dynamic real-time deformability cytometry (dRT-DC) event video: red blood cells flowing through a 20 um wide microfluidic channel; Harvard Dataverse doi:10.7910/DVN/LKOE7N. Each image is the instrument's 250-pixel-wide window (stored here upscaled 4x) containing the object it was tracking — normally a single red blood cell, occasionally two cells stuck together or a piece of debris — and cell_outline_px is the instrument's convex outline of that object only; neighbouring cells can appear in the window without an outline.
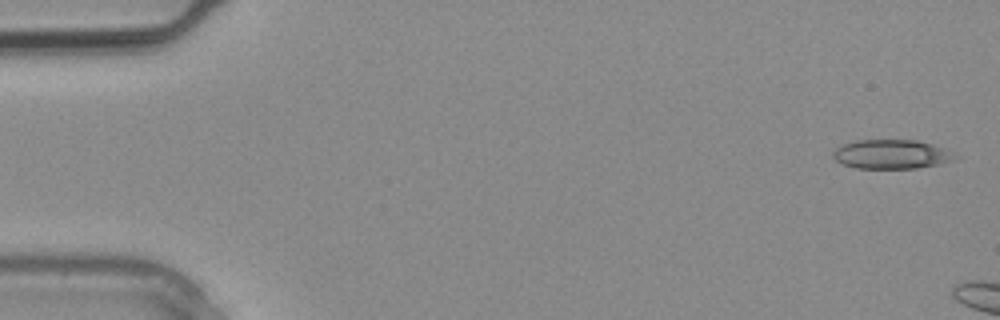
{"species": "common noctule bat (a hibernating species)", "species_latin": "Nyctalus noctula", "temperature_condition": "warm", "stored_images_in_passage": 5, "camera_frame_rate_fps": 3000, "um_per_image_px": 0.085, "animal": {"sex": "male", "body_mass_g": 20.4}, "frame": {"image": 1, "passage_image": 1, "time_ms": 0.0, "image_size_px": [1000, 320], "cell_outline_px": [[960, 156], [952, 160], [940, 164], [916, 168], [856, 168], [840, 164], [832, 156], [832, 152], [836, 148], [844, 144], [856, 140], [916, 140], [932, 144]], "centroid_in_image_um": [75.74, 13.11], "position_along_channel_um": 9.3, "area_um2": 20.69}}
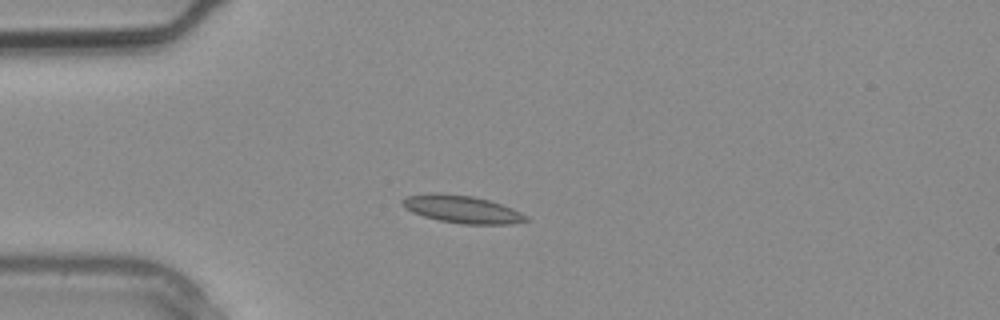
{"frame": {"image": 2, "passage_image": 4, "time_ms": 1.0, "image_size_px": [1000, 320], "cell_outline_px": [[532, 220], [508, 224], [464, 224], [440, 220], [424, 216], [412, 212], [400, 204], [400, 200], [404, 196], [432, 192], [440, 192], [472, 196], [488, 200], [512, 208], [528, 216]], "centroid_in_image_um": [39.24, 17.77], "position_along_channel_um": 45.8, "area_um2": 20.0}}